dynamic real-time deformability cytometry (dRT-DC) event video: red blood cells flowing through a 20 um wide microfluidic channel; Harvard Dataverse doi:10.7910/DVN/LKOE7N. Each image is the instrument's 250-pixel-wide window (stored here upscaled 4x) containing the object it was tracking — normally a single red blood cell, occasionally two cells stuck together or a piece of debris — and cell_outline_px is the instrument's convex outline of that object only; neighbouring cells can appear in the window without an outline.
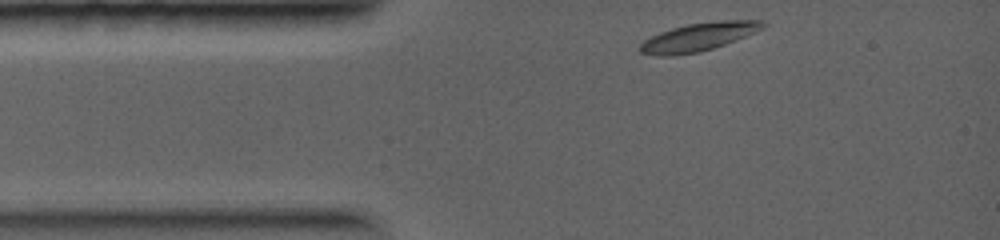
{"species": "common noctule bat (a hibernating species)", "species_latin": "Nyctalus noctula", "temperature_condition": "warm", "stored_images_in_passage": 2, "camera_frame_rate_fps": 5000, "um_per_image_px": 0.085, "animal": {"sex": "female", "body_mass_g": 19.0, "forearm_length_mm": 56.7}, "frame": {"image": 1, "passage_image": 1, "time_ms": 0.0, "image_size_px": [1000, 240], "cell_outline_px": [[768, 24], [764, 28], [756, 32], [736, 40], [700, 52], [672, 56], [656, 56], [640, 52], [640, 44], [644, 40], [660, 32], [672, 28], [688, 24], [716, 20], [764, 20]], "centroid_in_image_um": [59.41, 3.13], "position_along_channel_um": 25.6, "area_um2": 20.29}}